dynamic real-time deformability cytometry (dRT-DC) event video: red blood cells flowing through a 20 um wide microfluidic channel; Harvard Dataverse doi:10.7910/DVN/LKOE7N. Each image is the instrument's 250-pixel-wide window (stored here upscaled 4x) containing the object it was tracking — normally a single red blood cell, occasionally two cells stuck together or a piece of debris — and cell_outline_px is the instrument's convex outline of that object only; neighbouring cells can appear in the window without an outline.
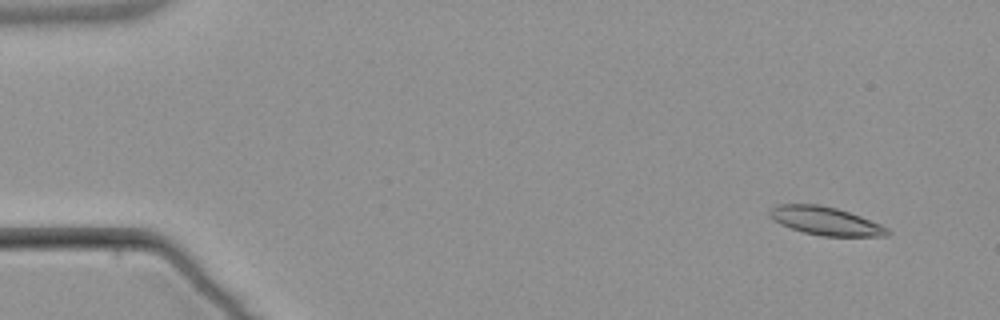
{"species": "common noctule bat (a hibernating species)", "species_latin": "Nyctalus noctula", "temperature_condition": "warm", "stored_images_in_passage": 7, "camera_frame_rate_fps": 3000, "um_per_image_px": 0.085, "animal": {"sex": "male", "body_mass_g": 21.5, "forearm_length_mm": 52.0}, "frame": {"image": 1, "passage_image": 2, "time_ms": 1.333, "image_size_px": [1000, 320], "cell_outline_px": [[892, 232], [888, 236], [820, 236], [804, 232], [780, 224], [772, 220], [768, 216], [768, 208], [776, 204], [820, 204], [836, 208], [860, 216], [880, 224], [888, 228]], "centroid_in_image_um": [70.13, 18.77], "position_along_channel_um": 14.9, "area_um2": 19.59}}
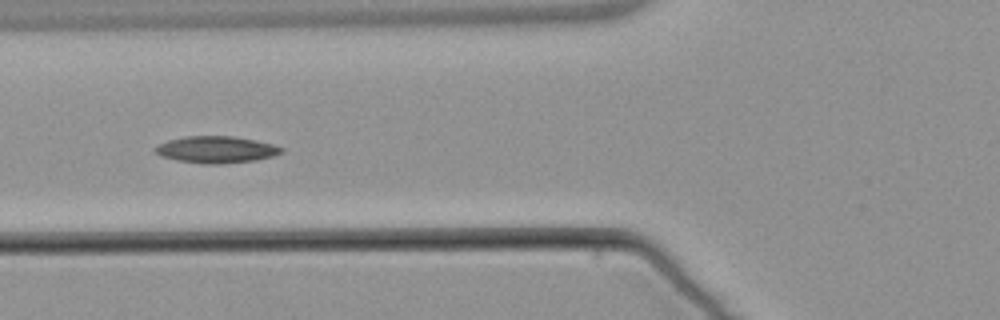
{"frame": {"image": 2, "passage_image": 6, "time_ms": 7.0, "image_size_px": [1000, 320], "cell_outline_px": [[284, 152], [272, 156], [256, 160], [220, 164], [204, 164], [176, 160], [160, 156], [152, 152], [152, 148], [168, 140], [184, 136], [232, 136], [256, 140], [272, 144], [284, 148]], "centroid_in_image_um": [18.34, 12.72], "position_along_channel_um": 107.5, "area_um2": 19.88}}